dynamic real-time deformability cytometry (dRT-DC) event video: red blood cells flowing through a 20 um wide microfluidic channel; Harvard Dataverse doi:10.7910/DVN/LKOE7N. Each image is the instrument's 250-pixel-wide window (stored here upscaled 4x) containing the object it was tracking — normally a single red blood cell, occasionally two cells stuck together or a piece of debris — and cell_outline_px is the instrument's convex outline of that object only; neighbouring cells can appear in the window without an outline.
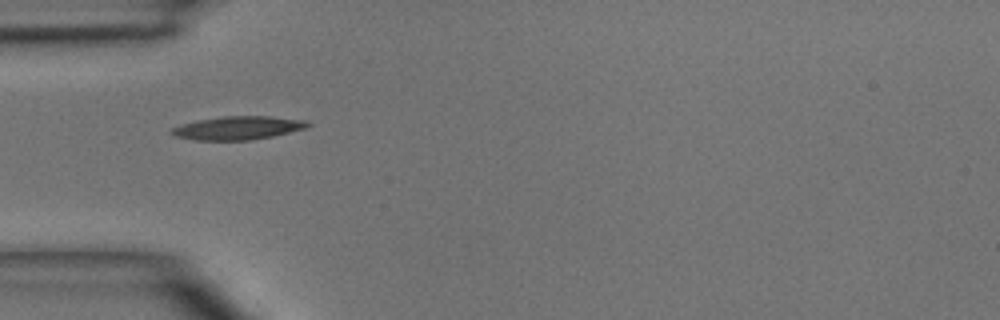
{"species": "common noctule bat (a hibernating species)", "species_latin": "Nyctalus noctula", "temperature_condition": "room temperature", "stored_images_in_passage": 4, "camera_frame_rate_fps": 3000, "um_per_image_px": 0.085, "animal": {"sex": "male", "body_mass_g": 15.6}, "frame": {"image": 1, "passage_image": 1, "time_ms": 0.0, "image_size_px": [1000, 320], "cell_outline_px": [[312, 124], [304, 128], [272, 136], [248, 140], [192, 140], [172, 136], [168, 132], [172, 128], [180, 124], [196, 120], [224, 116], [268, 116], [304, 120]], "centroid_in_image_um": [20.12, 10.87], "position_along_channel_um": 64.9, "area_um2": 18.55}}
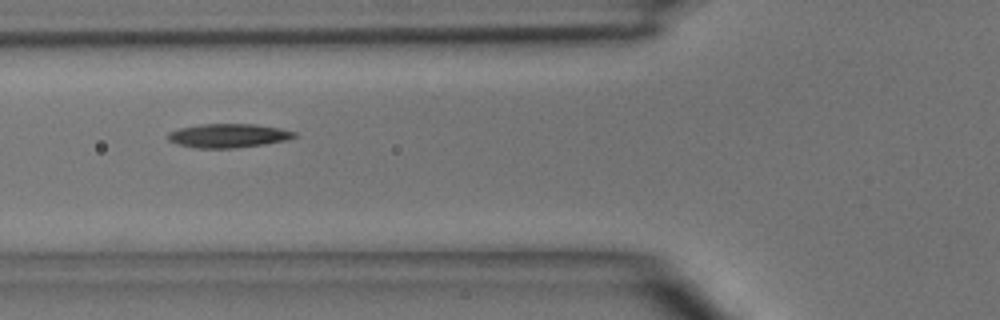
{"frame": {"image": 2, "passage_image": 2, "time_ms": 1.0, "image_size_px": [1000, 320], "cell_outline_px": [[296, 136], [288, 140], [264, 144], [236, 148], [196, 148], [180, 144], [168, 140], [168, 132], [180, 128], [200, 124], [256, 124], [280, 128], [296, 132]], "centroid_in_image_um": [19.43, 11.53], "position_along_channel_um": 106.4, "area_um2": 17.57}}